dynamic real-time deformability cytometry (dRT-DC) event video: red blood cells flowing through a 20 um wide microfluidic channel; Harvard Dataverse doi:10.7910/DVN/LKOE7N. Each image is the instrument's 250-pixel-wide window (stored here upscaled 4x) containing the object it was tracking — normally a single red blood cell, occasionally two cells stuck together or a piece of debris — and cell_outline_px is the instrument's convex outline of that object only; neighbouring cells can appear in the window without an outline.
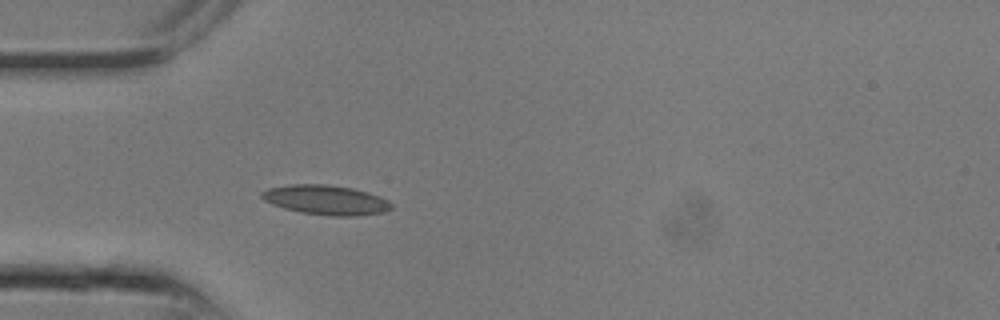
{"species": "common noctule bat (a hibernating species)", "species_latin": "Nyctalus noctula", "temperature_condition": "room temperature", "stored_images_in_passage": 1, "camera_frame_rate_fps": 3000, "um_per_image_px": 0.085, "animal": {"sex": "male", "body_mass_g": 13.3}, "frame": {"image": 1, "passage_image": 1, "time_ms": 0.0, "image_size_px": [1000, 320], "cell_outline_px": [[392, 208], [384, 212], [356, 216], [332, 216], [300, 212], [284, 208], [272, 204], [264, 200], [260, 196], [260, 192], [268, 188], [292, 184], [328, 184], [352, 188], [368, 192], [380, 196], [388, 200], [392, 204]], "centroid_in_image_um": [27.7, 16.99], "position_along_channel_um": 57.3, "area_um2": 22.48}}